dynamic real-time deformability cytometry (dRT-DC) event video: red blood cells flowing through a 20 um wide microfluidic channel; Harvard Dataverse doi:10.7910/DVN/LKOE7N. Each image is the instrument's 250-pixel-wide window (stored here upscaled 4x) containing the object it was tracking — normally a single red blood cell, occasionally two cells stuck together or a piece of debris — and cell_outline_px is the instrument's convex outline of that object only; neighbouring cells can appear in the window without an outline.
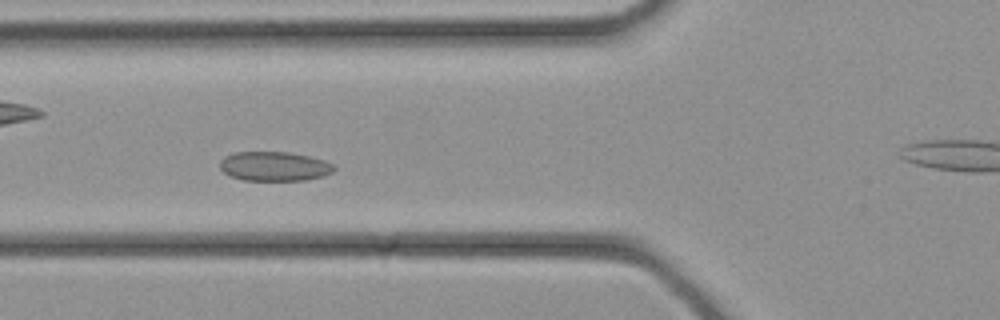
{"species": "common noctule bat (a hibernating species)", "species_latin": "Nyctalus noctula", "temperature_condition": "cold", "stored_images_in_passage": 33, "camera_frame_rate_fps": 3000, "um_per_image_px": 0.085, "animal": {"sex": "female", "body_mass_g": 21.9}, "frame": {"image": 1, "passage_image": 10, "time_ms": 3.0, "image_size_px": [1000, 320], "cell_outline_px": [[336, 168], [332, 172], [324, 176], [308, 180], [244, 180], [228, 176], [220, 168], [220, 160], [224, 156], [236, 152], [288, 152], [308, 156], [324, 160], [336, 164]], "centroid_in_image_um": [23.34, 14.14], "position_along_channel_um": 102.5, "area_um2": 19.71}}
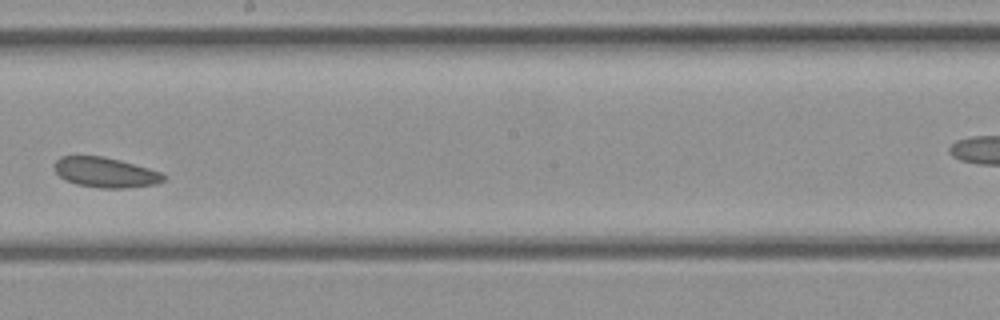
{"frame": {"image": 2, "passage_image": 17, "time_ms": 5.333, "image_size_px": [1000, 320], "cell_outline_px": [[168, 176], [164, 180], [156, 184], [124, 188], [100, 188], [76, 184], [64, 180], [56, 172], [56, 160], [60, 156], [104, 156], [120, 160], [148, 168], [160, 172]], "centroid_in_image_um": [8.98, 14.66], "position_along_channel_um": 239.2, "area_um2": 19.07}}
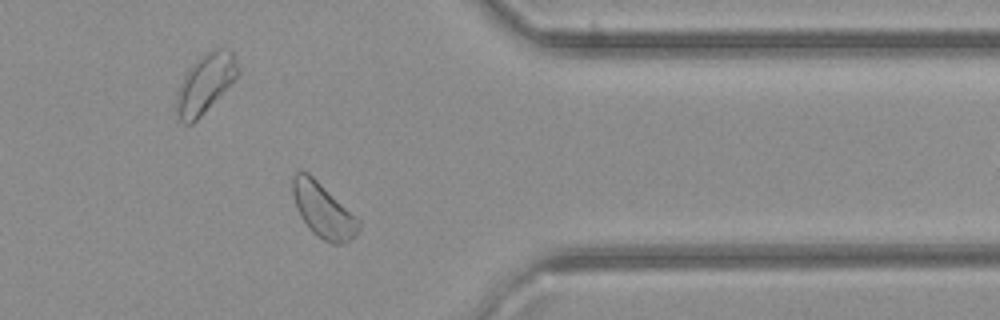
{"frame": {"image": 3, "passage_image": 25, "time_ms": 8.0, "image_size_px": [1000, 320], "cell_outline_px": [[360, 228], [356, 236], [352, 240], [340, 244], [332, 244], [316, 236], [308, 228], [300, 216], [296, 208], [292, 196], [292, 176], [296, 172], [308, 172], [356, 216], [360, 220]], "centroid_in_image_um": [27.46, 17.91], "position_along_channel_um": 383.9, "area_um2": 21.1}}